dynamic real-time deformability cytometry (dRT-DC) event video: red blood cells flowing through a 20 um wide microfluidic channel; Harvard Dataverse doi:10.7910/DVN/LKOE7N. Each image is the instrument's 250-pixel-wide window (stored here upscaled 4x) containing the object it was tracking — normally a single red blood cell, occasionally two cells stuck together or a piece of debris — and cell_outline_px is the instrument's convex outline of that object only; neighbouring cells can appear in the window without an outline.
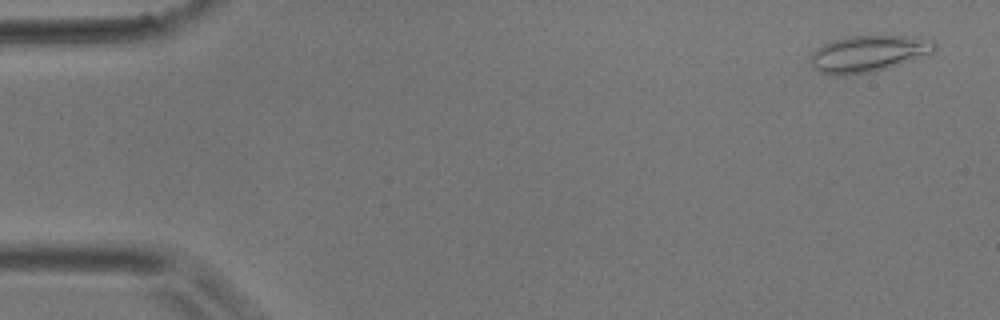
{"species": "common noctule bat (a hibernating species)", "species_latin": "Nyctalus noctula", "temperature_condition": "room temperature", "stored_images_in_passage": 3, "camera_frame_rate_fps": 3000, "um_per_image_px": 0.085, "animal": {"sex": "male", "body_mass_g": 17.9}, "frame": {"image": 1, "passage_image": 1, "time_ms": 0.0, "image_size_px": [1000, 320], "cell_outline_px": [[936, 48], [932, 52], [888, 68], [872, 72], [820, 72], [812, 68], [812, 52], [824, 44], [832, 40], [852, 36], [904, 36], [932, 40], [936, 44]], "centroid_in_image_um": [73.84, 4.52], "position_along_channel_um": 11.2, "area_um2": 25.2}}